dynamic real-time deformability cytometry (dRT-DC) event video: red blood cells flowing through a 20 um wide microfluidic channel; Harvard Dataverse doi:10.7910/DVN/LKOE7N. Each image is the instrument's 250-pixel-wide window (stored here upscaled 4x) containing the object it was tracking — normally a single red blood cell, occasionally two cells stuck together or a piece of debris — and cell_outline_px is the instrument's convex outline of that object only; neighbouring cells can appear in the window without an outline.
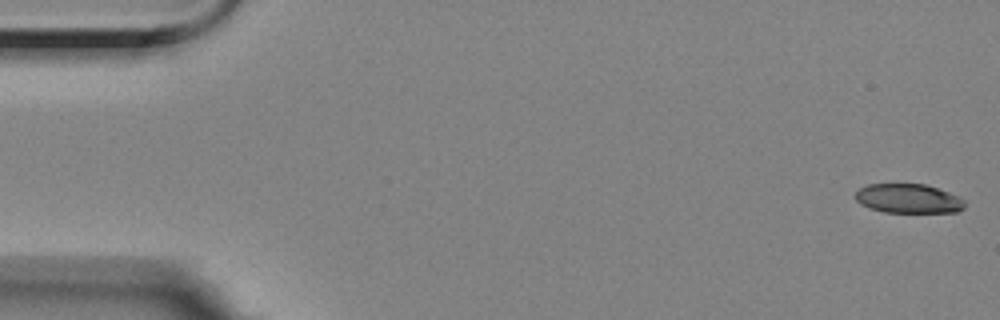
{"species": "Egyptian fruit bat (a non-hibernating species)", "species_latin": "Rousettus aegyptiacus", "temperature_condition": "room temperature", "stored_images_in_passage": 56, "camera_frame_rate_fps": 3000, "um_per_image_px": 0.085, "animal": {"sex": "female"}, "frame": {"image": 1, "passage_image": 1, "time_ms": 0.0, "image_size_px": [1000, 320], "cell_outline_px": [[964, 208], [956, 212], [884, 212], [868, 208], [860, 204], [856, 200], [856, 192], [860, 188], [868, 184], [924, 184], [948, 192], [964, 200]], "centroid_in_image_um": [77.18, 16.88], "position_along_channel_um": 7.8, "area_um2": 18.5}}
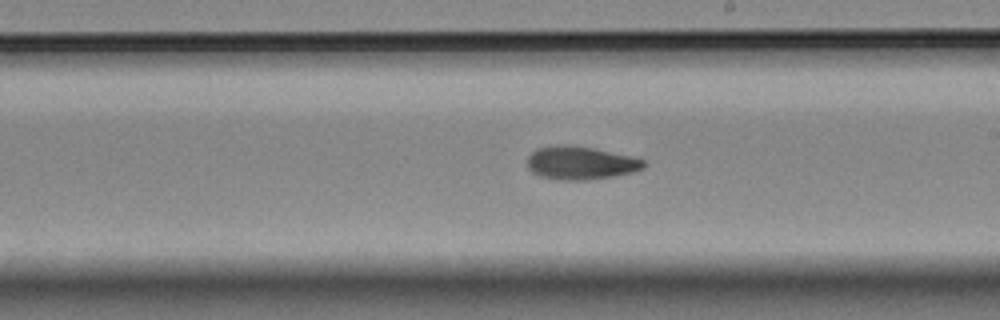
{"frame": {"image": 2, "passage_image": 32, "time_ms": 10.333, "image_size_px": [1000, 320], "cell_outline_px": [[648, 164], [644, 168], [632, 172], [612, 176], [584, 180], [560, 180], [540, 176], [532, 172], [528, 168], [528, 156], [536, 148], [552, 144], [568, 144], [592, 148], [628, 156], [644, 160]], "centroid_in_image_um": [49.3, 13.84], "position_along_channel_um": 239.7, "area_um2": 22.48}}
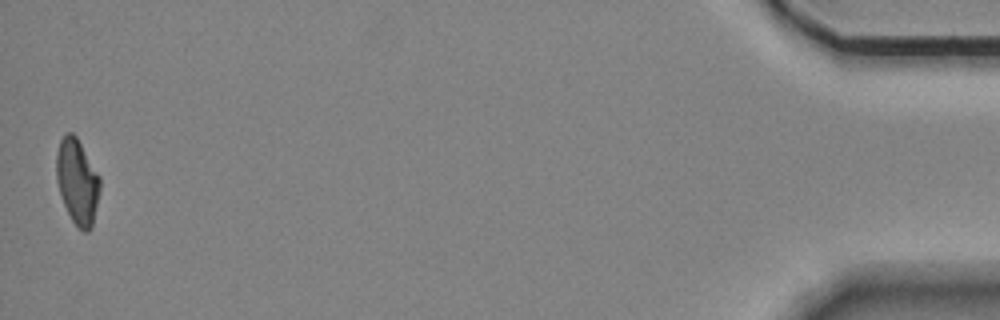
{"frame": {"image": 3, "passage_image": 56, "time_ms": 18.333, "image_size_px": [1000, 320], "cell_outline_px": [[100, 192], [92, 228], [88, 232], [84, 232], [72, 220], [64, 204], [56, 180], [56, 152], [60, 140], [64, 132], [72, 132], [76, 136], [100, 176]], "centroid_in_image_um": [6.57, 15.41], "position_along_channel_um": 428.6, "area_um2": 21.73}, "authors_computed_cell_mechanics": {"area_um2": 22.0507, "velocity_mm_per_s": 3.5138, "shape_relaxation_time_tau1_ms": 5.2428, "shape_relaxation_time_tau2_ms": 10.3386, "deformation_change_tau1": 0.1469, "deformation_change_tau2": 0.1854}}